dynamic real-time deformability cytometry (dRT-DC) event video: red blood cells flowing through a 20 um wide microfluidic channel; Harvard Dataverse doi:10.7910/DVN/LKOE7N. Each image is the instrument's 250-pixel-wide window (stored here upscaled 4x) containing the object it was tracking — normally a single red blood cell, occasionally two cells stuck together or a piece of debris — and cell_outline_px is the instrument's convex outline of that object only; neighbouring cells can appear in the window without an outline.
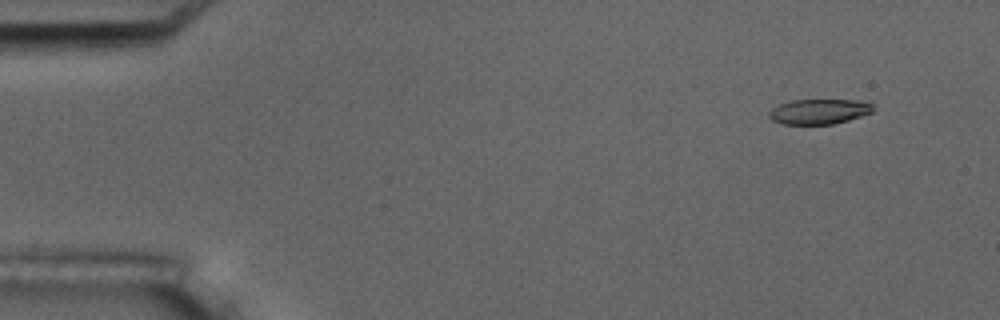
{"species": "common noctule bat (a hibernating species)", "species_latin": "Nyctalus noctula", "temperature_condition": "room temperature", "stored_images_in_passage": 4, "camera_frame_rate_fps": 3000, "um_per_image_px": 0.085, "animal": {"sex": "male", "body_mass_g": 17.5, "forearm_length_mm": 52.3}, "frame": {"image": 1, "passage_image": 1, "time_ms": 0.0, "image_size_px": [1000, 320], "cell_outline_px": [[872, 112], [848, 120], [832, 124], [784, 124], [772, 120], [768, 116], [768, 112], [772, 108], [780, 104], [792, 100], [868, 100], [872, 104]], "centroid_in_image_um": [69.62, 9.47], "position_along_channel_um": 15.4, "area_um2": 15.2}}